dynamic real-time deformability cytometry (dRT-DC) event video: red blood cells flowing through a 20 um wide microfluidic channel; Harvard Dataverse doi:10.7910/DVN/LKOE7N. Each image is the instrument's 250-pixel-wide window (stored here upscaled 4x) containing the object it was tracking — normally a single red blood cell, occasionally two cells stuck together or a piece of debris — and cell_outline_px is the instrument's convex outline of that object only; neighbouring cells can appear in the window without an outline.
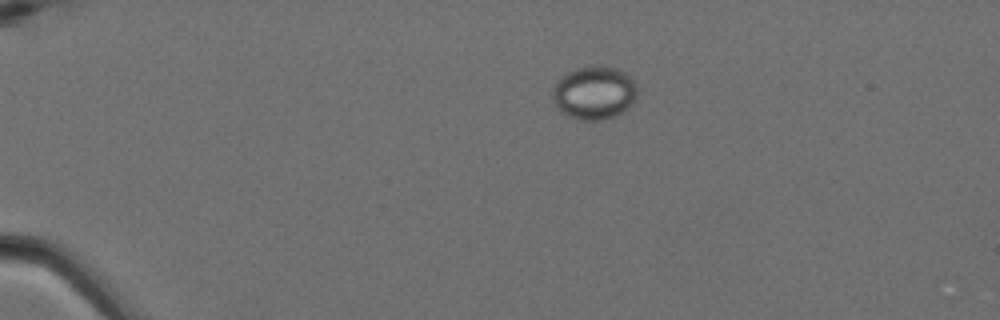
{"species": "Egyptian fruit bat (a non-hibernating species)", "species_latin": "Rousettus aegyptiacus", "temperature_condition": "cold", "stored_images_in_passage": 2, "camera_frame_rate_fps": 3000, "um_per_image_px": 0.085, "animal": {"sex": "female"}, "frame": {"image": 1, "passage_image": 1, "time_ms": 0.0, "image_size_px": [1000, 320], "cell_outline_px": [[636, 96], [632, 104], [628, 108], [616, 116], [604, 120], [576, 120], [560, 112], [556, 108], [552, 100], [552, 88], [556, 80], [560, 76], [576, 68], [592, 64], [616, 68], [624, 72], [636, 84]], "centroid_in_image_um": [50.45, 7.89], "position_along_channel_um": 34.5, "area_um2": 26.88}}